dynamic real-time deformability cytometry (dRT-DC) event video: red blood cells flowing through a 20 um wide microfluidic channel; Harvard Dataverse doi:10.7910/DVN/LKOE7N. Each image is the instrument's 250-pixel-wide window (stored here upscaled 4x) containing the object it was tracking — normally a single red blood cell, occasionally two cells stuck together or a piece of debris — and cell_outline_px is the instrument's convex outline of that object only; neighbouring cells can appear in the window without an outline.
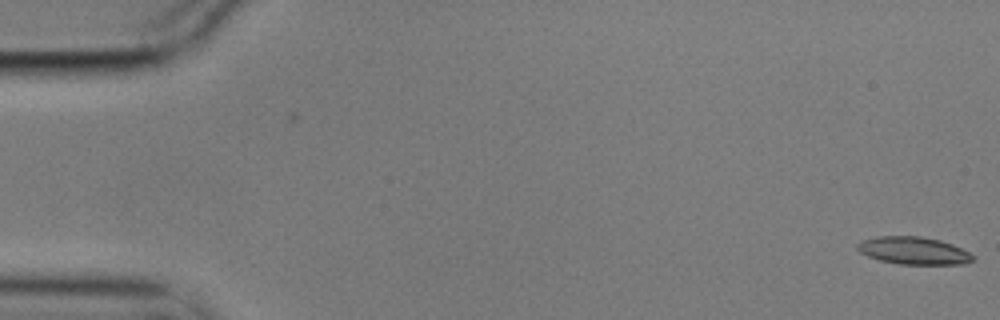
{"species": "common noctule bat (a hibernating species)", "species_latin": "Nyctalus noctula", "temperature_condition": "cold", "stored_images_in_passage": 2, "camera_frame_rate_fps": 3000, "um_per_image_px": 0.085, "animal": {"sex": "male", "body_mass_g": 17.9}, "frame": {"image": 1, "passage_image": 2, "time_ms": 0.333, "image_size_px": [1000, 320], "cell_outline_px": [[976, 256], [972, 260], [964, 264], [900, 264], [880, 260], [868, 256], [860, 252], [856, 248], [856, 244], [860, 240], [876, 236], [920, 236], [940, 240], [952, 244]], "centroid_in_image_um": [77.62, 21.29], "position_along_channel_um": 7.4, "area_um2": 18.55}}